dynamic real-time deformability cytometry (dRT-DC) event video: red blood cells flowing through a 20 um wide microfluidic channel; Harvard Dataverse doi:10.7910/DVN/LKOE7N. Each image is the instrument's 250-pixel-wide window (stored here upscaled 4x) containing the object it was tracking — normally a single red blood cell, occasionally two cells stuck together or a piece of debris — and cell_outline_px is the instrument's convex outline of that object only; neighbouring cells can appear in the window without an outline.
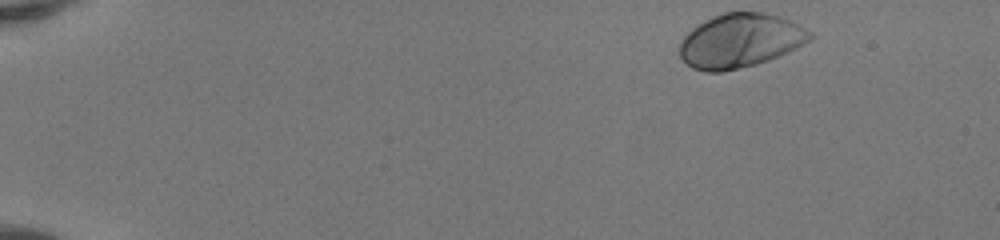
{"species": "human", "species_latin": "Homo sapiens", "temperature_condition": "room temperature", "stored_images_in_passage": 45, "camera_frame_rate_fps": 3000, "um_per_image_px": 0.085, "donor": {"sex": "female"}, "frame": {"image": 1, "passage_image": 1, "time_ms": 0.0, "image_size_px": [1000, 240], "cell_outline_px": [[816, 36], [796, 48], [788, 52], [768, 60], [756, 64], [720, 72], [704, 72], [692, 68], [680, 56], [680, 44], [684, 36], [692, 28], [724, 12], [764, 12], [780, 16], [812, 32]], "centroid_in_image_um": [62.93, 3.46], "position_along_channel_um": 22.1, "area_um2": 40.63}}
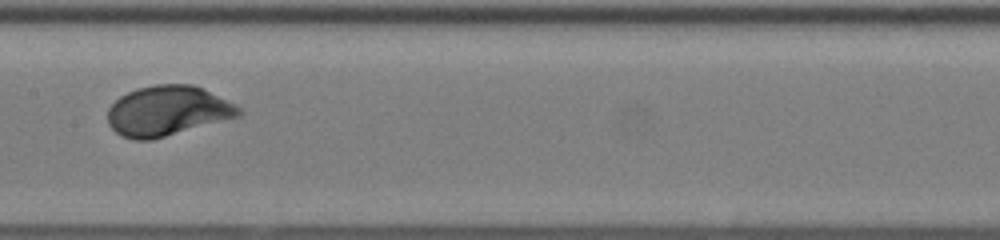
{"frame": {"image": 2, "passage_image": 23, "time_ms": 7.333, "image_size_px": [1000, 240], "cell_outline_px": [[244, 112], [240, 116], [152, 140], [136, 140], [120, 136], [108, 124], [108, 108], [120, 96], [136, 88], [156, 84], [192, 84], [236, 104]], "centroid_in_image_um": [14.23, 9.43], "position_along_channel_um": 193.2, "area_um2": 38.21}}
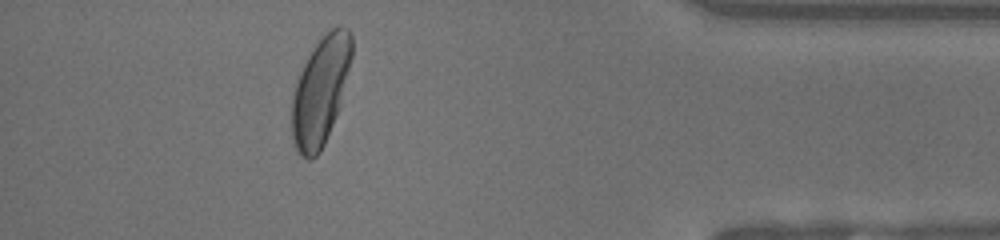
{"frame": {"image": 3, "passage_image": 41, "time_ms": 13.333, "image_size_px": [1000, 240], "cell_outline_px": [[352, 56], [340, 108], [324, 144], [320, 152], [312, 160], [308, 160], [300, 156], [292, 140], [292, 96], [300, 72], [312, 48], [336, 24], [340, 24], [348, 28], [352, 32]], "centroid_in_image_um": [27.26, 7.73], "position_along_channel_um": 407.9, "area_um2": 37.92}, "authors_computed_cell_mechanics": {"area_um2": 37.9746, "velocity_mm_per_s": 4.1247, "shape_relaxation_time_tau1_ms": 1.8771, "shape_relaxation_time_tau2_ms": null, "deformation_change_tau1": 0.1527, "deformation_change_tau2": null}}